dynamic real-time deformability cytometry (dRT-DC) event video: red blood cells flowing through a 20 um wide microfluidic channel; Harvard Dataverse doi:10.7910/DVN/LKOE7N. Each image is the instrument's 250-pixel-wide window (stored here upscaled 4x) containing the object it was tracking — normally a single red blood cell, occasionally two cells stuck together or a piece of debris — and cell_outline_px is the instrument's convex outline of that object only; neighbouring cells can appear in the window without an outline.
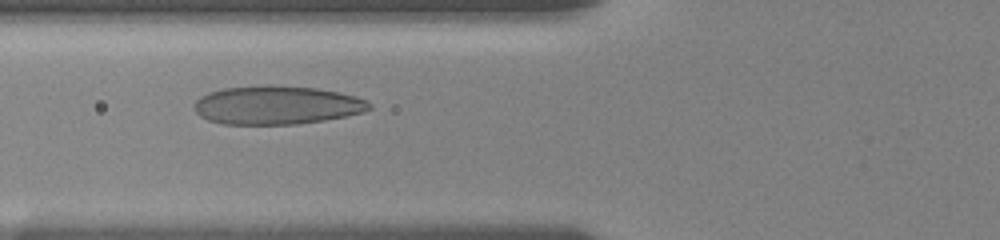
{"species": "human", "species_latin": "Homo sapiens", "temperature_condition": "room temperature", "stored_images_in_passage": 41, "camera_frame_rate_fps": 3000, "um_per_image_px": 0.085, "donor": {"sex": "female"}, "frame": {"image": 1, "passage_image": 6, "time_ms": 1.0, "image_size_px": [1000, 240], "cell_outline_px": [[372, 108], [364, 112], [348, 116], [324, 120], [296, 124], [224, 124], [208, 120], [200, 116], [196, 112], [196, 100], [200, 96], [208, 92], [224, 88], [260, 84], [268, 84], [316, 88], [356, 96], [372, 104]], "centroid_in_image_um": [23.53, 8.92], "position_along_channel_um": 102.3, "area_um2": 39.54}}
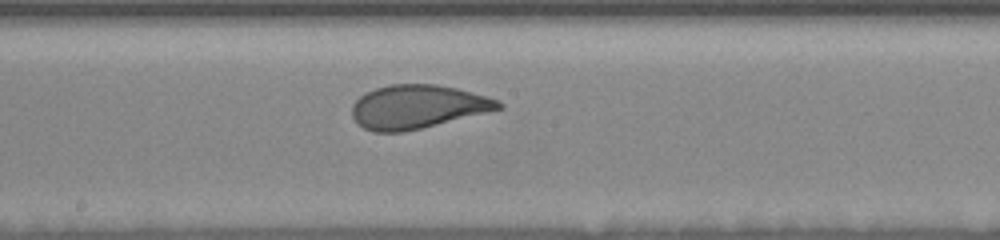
{"frame": {"image": 2, "passage_image": 16, "time_ms": 4.0, "image_size_px": [1000, 240], "cell_outline_px": [[504, 108], [488, 112], [420, 128], [400, 132], [372, 132], [356, 124], [352, 116], [352, 104], [360, 96], [376, 88], [388, 84], [436, 84], [456, 88], [488, 96], [500, 100], [504, 104]], "centroid_in_image_um": [35.49, 9.07], "position_along_channel_um": 212.7, "area_um2": 37.28}}
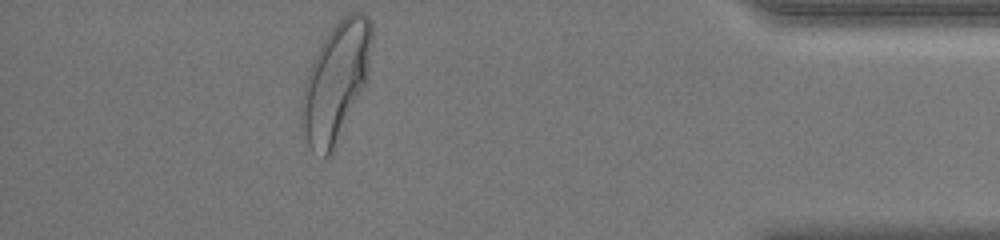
{"frame": {"image": 3, "passage_image": 40, "time_ms": 10.333, "image_size_px": [1000, 240], "cell_outline_px": [[372, 36], [368, 80], [328, 156], [324, 156], [312, 148], [308, 144], [300, 120], [300, 104], [304, 84], [308, 72], [320, 44], [332, 28], [348, 12], [364, 12], [372, 20]], "centroid_in_image_um": [28.56, 6.86], "position_along_channel_um": 406.6, "area_um2": 47.57}, "authors_computed_cell_mechanics": {"area_um2": 38.3792, "velocity_mm_per_s": 3.6634, "shape_relaxation_time_tau1_ms": 4.3664, "shape_relaxation_time_tau2_ms": 0.795, "deformation_change_tau1": 0.1675, "deformation_change_tau2": 0.0693}}